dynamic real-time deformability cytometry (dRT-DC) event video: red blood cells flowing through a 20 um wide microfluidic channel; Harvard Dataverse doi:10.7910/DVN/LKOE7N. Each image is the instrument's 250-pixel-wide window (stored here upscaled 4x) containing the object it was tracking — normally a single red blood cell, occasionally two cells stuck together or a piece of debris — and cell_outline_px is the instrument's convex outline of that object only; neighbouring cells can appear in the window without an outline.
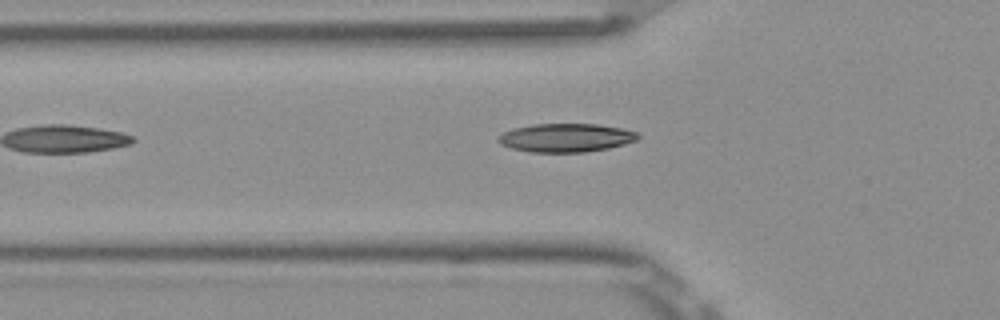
{"species": "Egyptian fruit bat (a non-hibernating species)", "species_latin": "Rousettus aegyptiacus", "temperature_condition": "room temperature", "stored_images_in_passage": 7, "camera_frame_rate_fps": 3000, "um_per_image_px": 0.085, "frame": {"image": 1, "passage_image": 5, "time_ms": 1.333, "image_size_px": [1000, 320], "cell_outline_px": [[640, 136], [636, 140], [624, 144], [608, 148], [584, 152], [532, 152], [512, 148], [500, 144], [496, 140], [504, 132], [512, 128], [532, 124], [596, 124], [620, 128], [636, 132]], "centroid_in_image_um": [48.08, 11.7], "position_along_channel_um": 77.7, "area_um2": 23.06}}
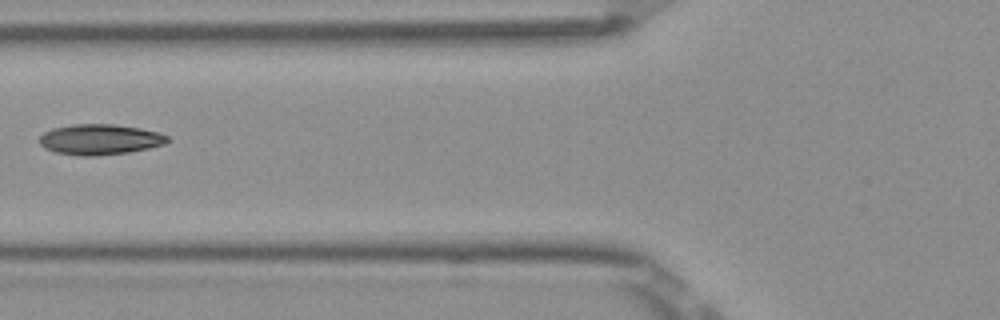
{"frame": {"image": 2, "passage_image": 6, "time_ms": 1.667, "image_size_px": [1000, 320], "cell_outline_px": [[172, 140], [164, 144], [148, 148], [128, 152], [96, 156], [84, 156], [56, 152], [44, 148], [40, 144], [40, 136], [44, 132], [52, 128], [76, 124], [116, 124], [140, 128], [160, 132], [168, 136]], "centroid_in_image_um": [8.52, 11.85], "position_along_channel_um": 117.3, "area_um2": 22.83}}
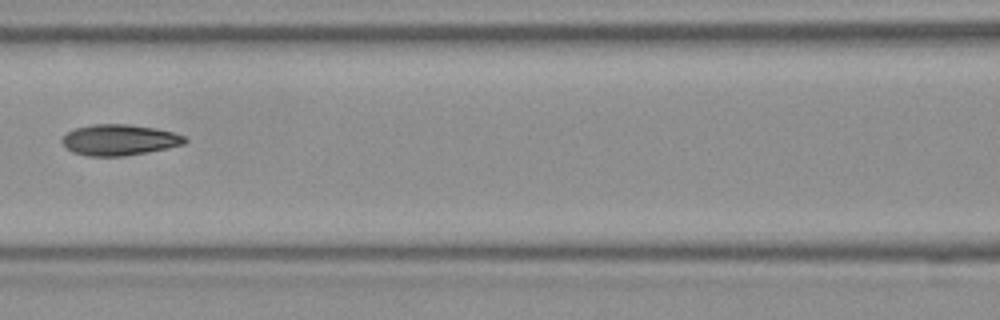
{"frame": {"image": 3, "passage_image": 7, "time_ms": 2.0, "image_size_px": [1000, 320], "cell_outline_px": [[188, 140], [184, 144], [168, 148], [148, 152], [124, 156], [84, 156], [72, 152], [60, 140], [68, 132], [76, 128], [92, 124], [128, 124], [156, 128], [172, 132], [184, 136]], "centroid_in_image_um": [10.15, 11.89], "position_along_channel_um": 156.5, "area_um2": 22.14}}